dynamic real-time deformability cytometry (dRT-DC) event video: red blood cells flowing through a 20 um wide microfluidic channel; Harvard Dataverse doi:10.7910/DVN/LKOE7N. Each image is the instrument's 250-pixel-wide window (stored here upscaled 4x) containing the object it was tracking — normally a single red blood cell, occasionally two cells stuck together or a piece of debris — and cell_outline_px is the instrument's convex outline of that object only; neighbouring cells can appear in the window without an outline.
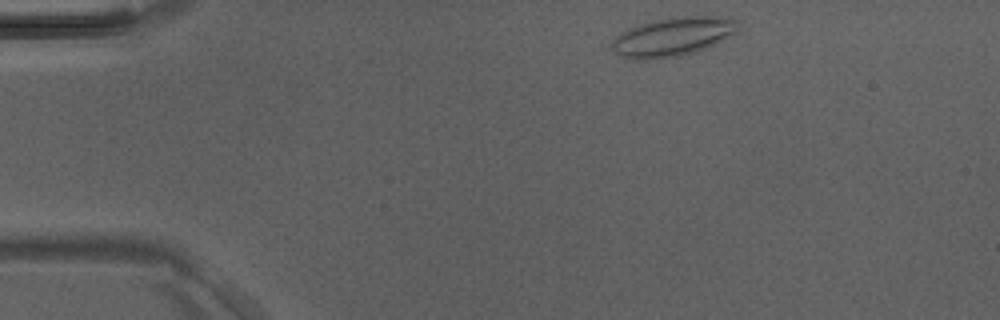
{"species": "Egyptian fruit bat (a non-hibernating species)", "species_latin": "Rousettus aegyptiacus", "temperature_condition": "room temperature", "stored_images_in_passage": 4, "camera_frame_rate_fps": 3000, "um_per_image_px": 0.085, "animal": {"sex": "male"}, "frame": {"image": 1, "passage_image": 1, "time_ms": 0.0, "image_size_px": [1000, 320], "cell_outline_px": [[740, 24], [736, 32], [716, 44], [696, 52], [676, 56], [648, 60], [632, 60], [620, 56], [612, 52], [612, 40], [620, 32], [628, 28], [652, 20], [672, 16], [712, 16], [736, 20]], "centroid_in_image_um": [57.14, 3.13], "position_along_channel_um": 27.9, "area_um2": 28.9}}